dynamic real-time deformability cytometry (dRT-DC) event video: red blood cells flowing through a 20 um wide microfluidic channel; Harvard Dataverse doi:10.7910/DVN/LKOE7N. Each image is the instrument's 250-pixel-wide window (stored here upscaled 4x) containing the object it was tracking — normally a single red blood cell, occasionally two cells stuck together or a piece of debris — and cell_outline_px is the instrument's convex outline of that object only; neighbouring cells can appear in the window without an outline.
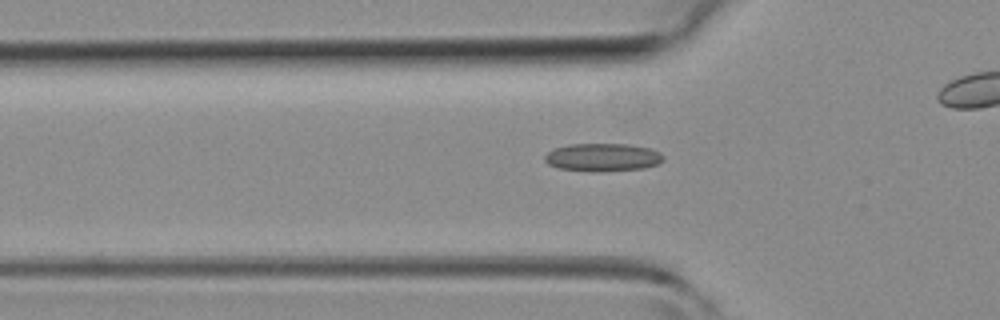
{"species": "common noctule bat (a hibernating species)", "species_latin": "Nyctalus noctula", "temperature_condition": "room temperature", "stored_images_in_passage": 28, "camera_frame_rate_fps": 3000, "um_per_image_px": 0.085, "animal": {"sex": "female", "body_mass_g": 19.3, "forearm_length_mm": 54.1}, "frame": {"image": 1, "passage_image": 3, "time_ms": 0.667, "image_size_px": [1000, 320], "cell_outline_px": [[664, 160], [656, 164], [644, 168], [600, 172], [596, 172], [560, 168], [548, 164], [544, 160], [544, 156], [552, 148], [568, 144], [628, 144], [652, 148], [660, 152], [664, 156]], "centroid_in_image_um": [51.23, 13.36], "position_along_channel_um": 74.6, "area_um2": 19.54}}
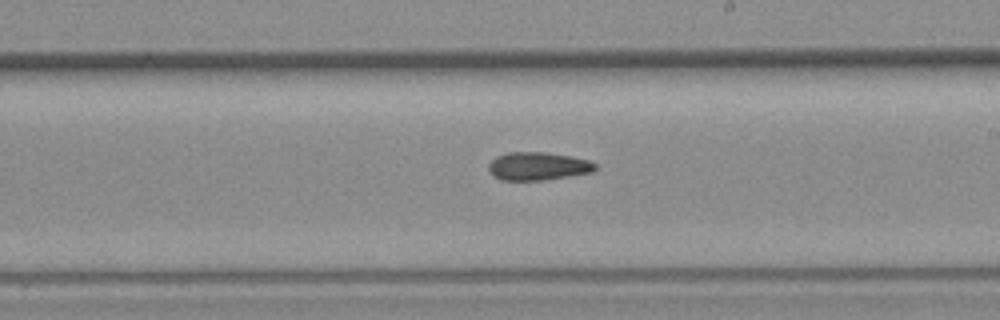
{"frame": {"image": 2, "passage_image": 14, "time_ms": 4.333, "image_size_px": [1000, 320], "cell_outline_px": [[596, 168], [592, 172], [544, 180], [500, 180], [492, 176], [488, 168], [488, 164], [496, 156], [508, 152], [544, 152], [572, 156], [588, 160], [596, 164]], "centroid_in_image_um": [45.69, 14.12], "position_along_channel_um": 243.3, "area_um2": 17.51}}
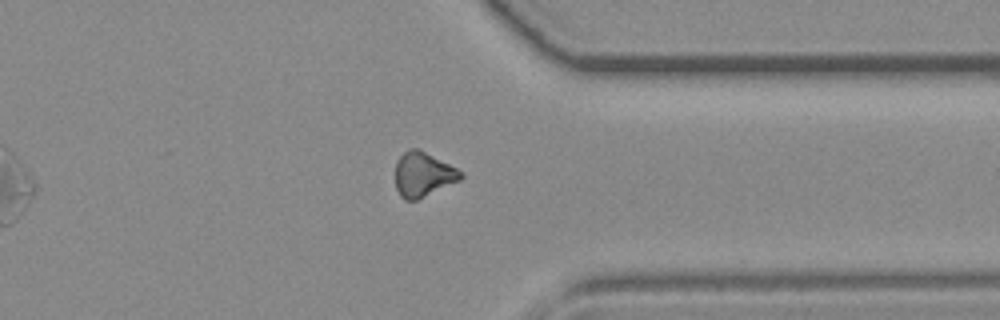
{"frame": {"image": 3, "passage_image": 23, "time_ms": 7.333, "image_size_px": [1000, 320], "cell_outline_px": [[464, 176], [460, 180], [416, 200], [404, 200], [400, 196], [396, 188], [396, 160], [404, 152], [412, 148], [420, 148], [464, 172]], "centroid_in_image_um": [35.97, 14.81], "position_along_channel_um": 375.4, "area_um2": 17.05}}